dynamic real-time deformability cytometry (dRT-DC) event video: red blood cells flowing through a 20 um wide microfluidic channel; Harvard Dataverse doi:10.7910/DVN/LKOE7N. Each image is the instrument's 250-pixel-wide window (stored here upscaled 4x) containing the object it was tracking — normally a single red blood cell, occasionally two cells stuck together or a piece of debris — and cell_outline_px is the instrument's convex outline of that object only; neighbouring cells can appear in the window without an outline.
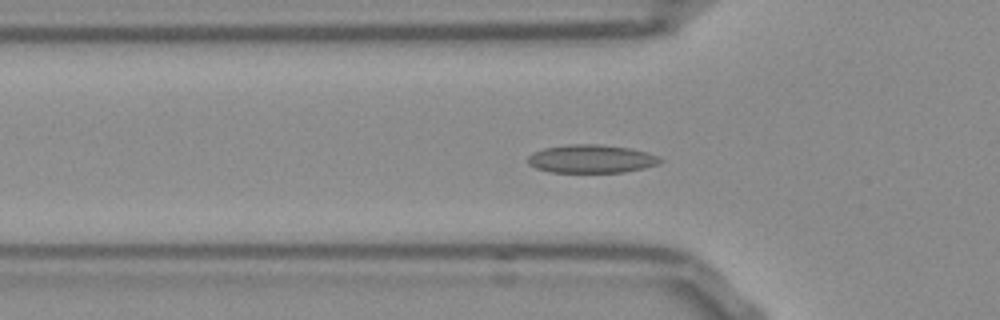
{"species": "Egyptian fruit bat (a non-hibernating species)", "species_latin": "Rousettus aegyptiacus", "temperature_condition": "room temperature", "stored_images_in_passage": 49, "camera_frame_rate_fps": 3000, "um_per_image_px": 0.085, "frame": {"image": 1, "passage_image": 12, "time_ms": 3.667, "image_size_px": [1000, 320], "cell_outline_px": [[664, 160], [660, 164], [644, 168], [624, 172], [548, 172], [536, 168], [528, 164], [528, 156], [532, 152], [544, 148], [568, 144], [596, 144], [628, 148], [648, 152]], "centroid_in_image_um": [50.25, 13.5], "position_along_channel_um": 75.5, "area_um2": 21.85}}
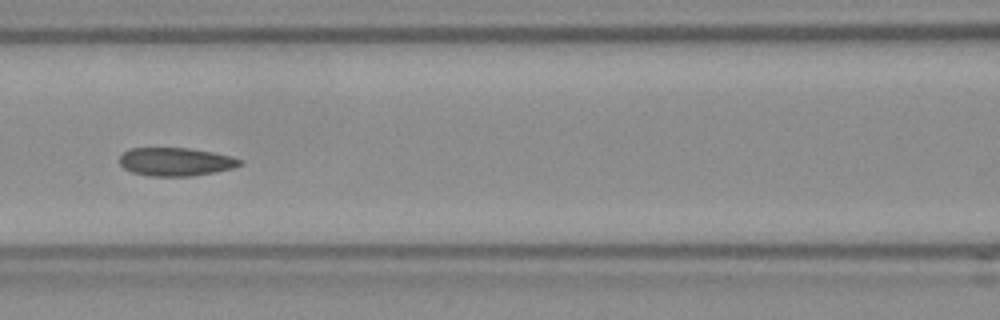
{"frame": {"image": 2, "passage_image": 18, "time_ms": 5.667, "image_size_px": [1000, 320], "cell_outline_px": [[244, 164], [232, 168], [216, 172], [192, 176], [148, 176], [132, 172], [124, 168], [120, 164], [120, 156], [128, 148], [188, 148], [212, 152], [244, 160]], "centroid_in_image_um": [14.94, 13.75], "position_along_channel_um": 151.7, "area_um2": 19.88}}
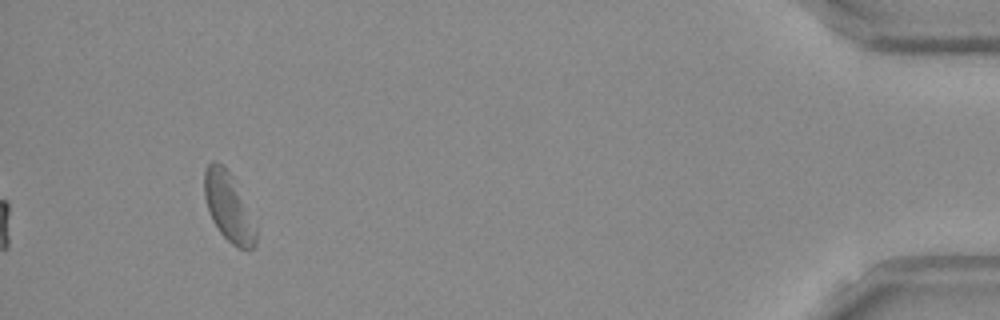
{"frame": {"image": 3, "passage_image": 45, "time_ms": 14.667, "image_size_px": [1000, 320], "cell_outline_px": [[256, 244], [248, 252], [232, 244], [220, 232], [212, 220], [204, 196], [204, 168], [212, 160], [216, 160], [232, 176], [256, 224]], "centroid_in_image_um": [19.43, 17.62], "position_along_channel_um": 415.8, "area_um2": 20.52}, "authors_computed_cell_mechanics": {"area_um2": 20.519, "velocity_mm_per_s": 3.752, "shape_relaxation_time_tau1_ms": 6.8879, "shape_relaxation_time_tau2_ms": 1.708, "deformation_change_tau1": 0.1304, "deformation_change_tau2": 0.0588}}